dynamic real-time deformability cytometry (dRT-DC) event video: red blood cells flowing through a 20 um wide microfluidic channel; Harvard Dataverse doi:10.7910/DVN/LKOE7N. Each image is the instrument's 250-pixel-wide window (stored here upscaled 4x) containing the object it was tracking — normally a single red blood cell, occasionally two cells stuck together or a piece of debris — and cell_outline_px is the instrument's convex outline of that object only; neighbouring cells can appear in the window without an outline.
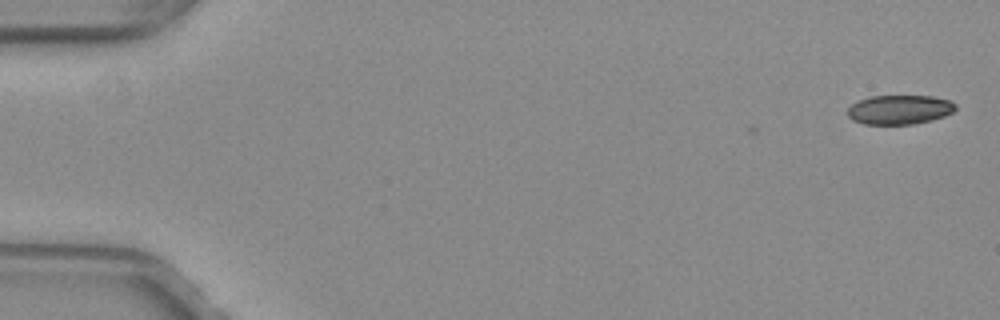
{"species": "common noctule bat (a hibernating species)", "species_latin": "Nyctalus noctula", "temperature_condition": "warm", "stored_images_in_passage": 2, "camera_frame_rate_fps": 3000, "um_per_image_px": 0.085, "animal": {"sex": "female", "body_mass_g": 29.2, "forearm_length_mm": 56.3}, "frame": {"image": 1, "passage_image": 2, "time_ms": 0.333, "image_size_px": [1000, 320], "cell_outline_px": [[956, 108], [952, 112], [944, 116], [932, 120], [912, 124], [864, 124], [852, 120], [848, 116], [848, 108], [852, 104], [868, 96], [932, 96], [952, 100], [956, 104]], "centroid_in_image_um": [76.47, 9.31], "position_along_channel_um": 8.5, "area_um2": 18.5}}